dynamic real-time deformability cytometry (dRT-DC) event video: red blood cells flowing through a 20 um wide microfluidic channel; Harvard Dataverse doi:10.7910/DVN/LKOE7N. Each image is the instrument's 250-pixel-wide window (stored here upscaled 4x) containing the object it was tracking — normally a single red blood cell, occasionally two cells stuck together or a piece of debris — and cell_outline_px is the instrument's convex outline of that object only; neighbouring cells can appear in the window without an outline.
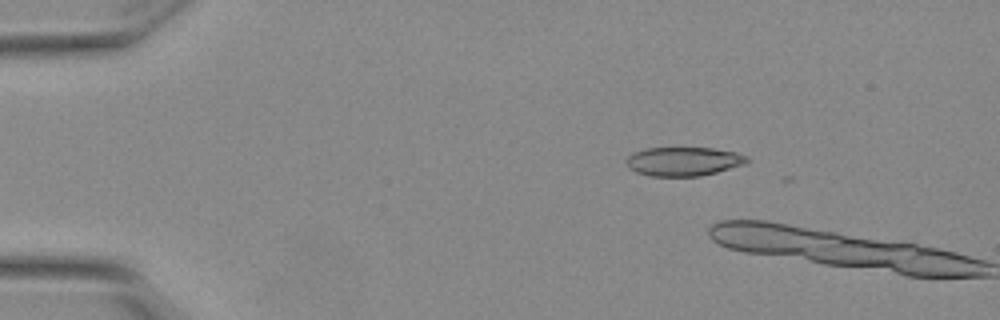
{"species": "Egyptian fruit bat (a non-hibernating species)", "species_latin": "Rousettus aegyptiacus", "temperature_condition": "warm", "stored_images_in_passage": 2, "camera_frame_rate_fps": 3000, "um_per_image_px": 0.085, "animal": {"sex": "female"}, "frame": {"image": 1, "passage_image": 1, "time_ms": 0.0, "image_size_px": [1000, 320], "cell_outline_px": [[748, 160], [744, 164], [716, 172], [700, 176], [652, 176], [636, 172], [628, 168], [624, 160], [632, 152], [644, 148], [712, 148], [736, 152], [748, 156]], "centroid_in_image_um": [58.05, 13.71], "position_along_channel_um": 27.0, "area_um2": 20.4}}